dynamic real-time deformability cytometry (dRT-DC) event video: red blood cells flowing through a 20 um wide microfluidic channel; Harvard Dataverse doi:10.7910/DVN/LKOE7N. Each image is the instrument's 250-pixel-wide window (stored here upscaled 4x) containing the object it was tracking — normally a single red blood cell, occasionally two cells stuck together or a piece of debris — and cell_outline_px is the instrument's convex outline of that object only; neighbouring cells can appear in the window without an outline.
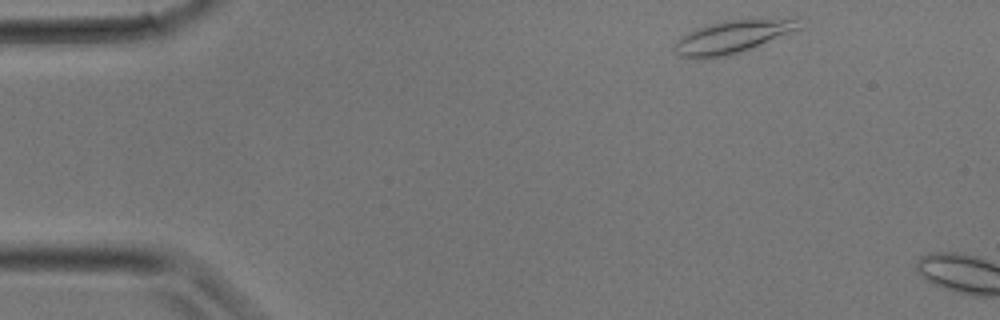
{"species": "common noctule bat (a hibernating species)", "species_latin": "Nyctalus noctula", "temperature_condition": "room temperature", "stored_images_in_passage": 3, "camera_frame_rate_fps": 3000, "um_per_image_px": 0.085, "animal": {"sex": "male", "body_mass_g": 17.9}, "frame": {"image": 1, "passage_image": 1, "time_ms": 0.0, "image_size_px": [1000, 320], "cell_outline_px": [[804, 28], [752, 48], [728, 56], [700, 60], [692, 60], [680, 56], [672, 48], [676, 40], [680, 36], [696, 28], [724, 20], [796, 20]], "centroid_in_image_um": [62.14, 3.19], "position_along_channel_um": 22.9, "area_um2": 23.81}}